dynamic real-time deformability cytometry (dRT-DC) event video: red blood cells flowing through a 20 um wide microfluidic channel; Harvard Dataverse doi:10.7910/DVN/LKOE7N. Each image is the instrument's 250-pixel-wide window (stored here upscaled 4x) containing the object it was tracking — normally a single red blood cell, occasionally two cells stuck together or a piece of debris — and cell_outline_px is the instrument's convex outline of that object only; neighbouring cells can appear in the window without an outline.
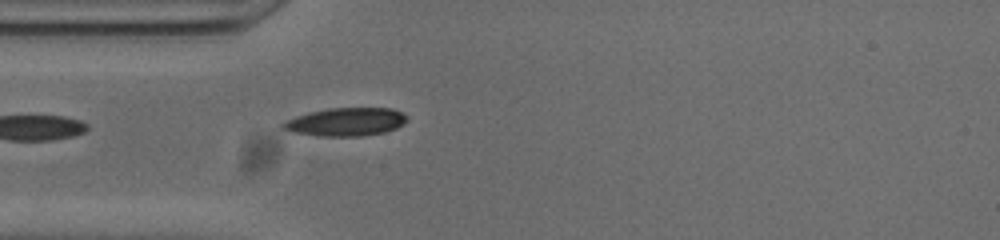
{"species": "common noctule bat (a hibernating species)", "species_latin": "Nyctalus noctula", "temperature_condition": "cold", "stored_images_in_passage": 38, "camera_frame_rate_fps": 3000, "um_per_image_px": 0.085, "animal": {"sex": "male", "body_mass_g": 20.0, "forearm_length_mm": 53.3}, "frame": {"image": 1, "passage_image": 1, "time_ms": 0.0, "image_size_px": [1000, 240], "cell_outline_px": [[408, 120], [404, 124], [396, 128], [384, 132], [364, 136], [316, 136], [296, 132], [284, 128], [280, 124], [284, 120], [308, 112], [328, 108], [392, 108], [408, 116]], "centroid_in_image_um": [29.42, 10.35], "position_along_channel_um": 55.6, "area_um2": 20.46}}
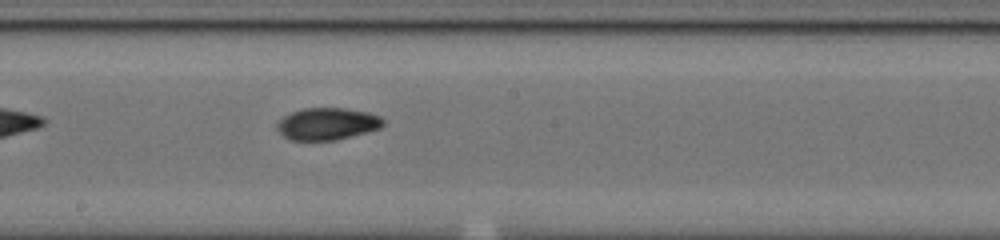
{"frame": {"image": 2, "passage_image": 14, "time_ms": 4.333, "image_size_px": [1000, 240], "cell_outline_px": [[384, 124], [380, 128], [368, 132], [336, 140], [292, 140], [284, 136], [276, 128], [276, 124], [284, 116], [292, 112], [304, 108], [344, 108], [368, 112], [380, 116], [384, 120]], "centroid_in_image_um": [27.84, 10.52], "position_along_channel_um": 220.4, "area_um2": 19.83}}
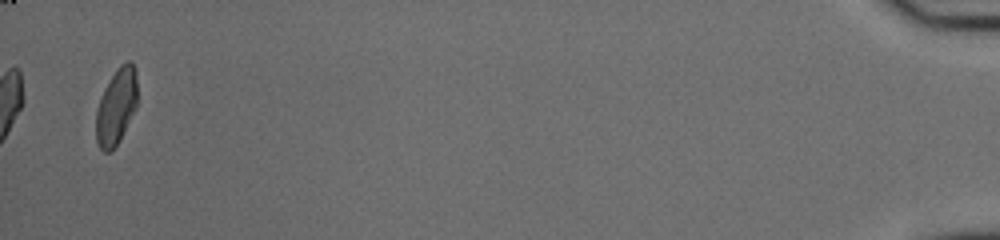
{"frame": {"image": 3, "passage_image": 38, "time_ms": 12.333, "image_size_px": [1000, 240], "cell_outline_px": [[136, 108], [120, 140], [112, 152], [104, 152], [100, 148], [96, 140], [96, 108], [116, 68], [120, 64], [128, 60], [136, 68]], "centroid_in_image_um": [9.89, 9.09], "position_along_channel_um": 425.3, "area_um2": 18.15}, "authors_computed_cell_mechanics": {"area_um2": 19.1029, "velocity_mm_per_s": 3.842, "shape_relaxation_time_tau1_ms": 6.5881, "shape_relaxation_time_tau2_ms": 4.3466, "deformation_change_tau1": 0.1999, "deformation_change_tau2": 0.0766}}